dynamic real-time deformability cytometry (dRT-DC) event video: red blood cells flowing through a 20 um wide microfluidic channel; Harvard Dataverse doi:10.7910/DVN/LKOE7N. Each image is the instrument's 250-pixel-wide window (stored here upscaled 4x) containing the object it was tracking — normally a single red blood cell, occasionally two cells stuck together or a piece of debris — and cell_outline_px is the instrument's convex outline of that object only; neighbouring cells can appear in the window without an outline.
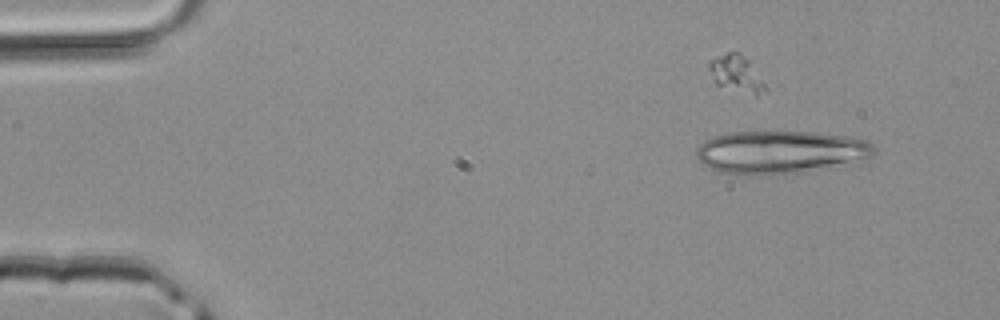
{"species": "common noctule bat (a hibernating species)", "species_latin": "Nyctalus noctula", "temperature_condition": "room temperature", "stored_images_in_passage": 5, "segment_of_instrument_passage": [2, 2], "camera_frame_rate_fps": 3000, "um_per_image_px": 0.085, "animal": {"sex": "male", "body_mass_g": 20.4}, "frame": {"image": 1, "passage_image": 3, "time_ms": 0.667, "image_size_px": [1000, 320], "cell_outline_px": [[876, 152], [872, 156], [808, 172], [720, 172], [704, 164], [696, 156], [696, 148], [704, 140], [712, 136], [728, 132], [816, 132], [848, 136], [868, 140], [876, 148]], "centroid_in_image_um": [66.35, 12.87], "position_along_channel_um": 18.6, "area_um2": 43.35}}